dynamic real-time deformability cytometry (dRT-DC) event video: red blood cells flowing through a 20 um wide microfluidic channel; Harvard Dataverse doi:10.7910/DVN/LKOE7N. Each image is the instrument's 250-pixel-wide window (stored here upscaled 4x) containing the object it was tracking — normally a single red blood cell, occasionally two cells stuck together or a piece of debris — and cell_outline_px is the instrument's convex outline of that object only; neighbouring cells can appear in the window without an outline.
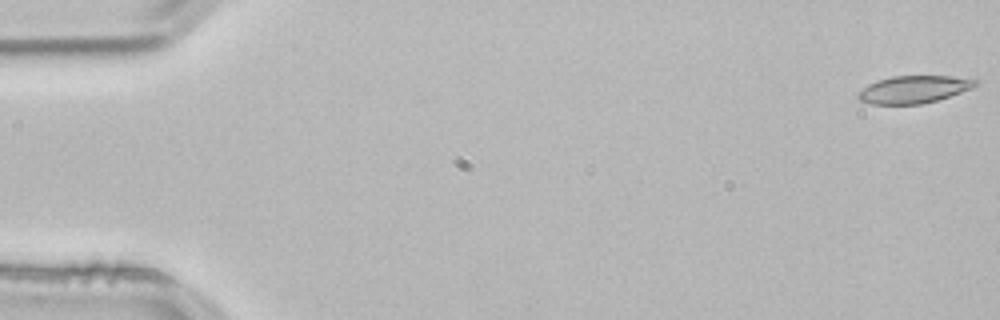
{"species": "common noctule bat (a hibernating species)", "species_latin": "Nyctalus noctula", "temperature_condition": "room temperature", "stored_images_in_passage": 53, "camera_frame_rate_fps": 3000, "um_per_image_px": 0.085, "animal": {"sex": "male", "body_mass_g": 21.5, "forearm_length_mm": 52.0}, "frame": {"image": 1, "passage_image": 1, "time_ms": 0.0, "image_size_px": [1000, 320], "cell_outline_px": [[980, 84], [972, 88], [936, 100], [920, 104], [872, 104], [860, 100], [856, 96], [856, 92], [868, 84], [876, 80], [892, 76], [948, 76], [980, 80]], "centroid_in_image_um": [77.64, 7.59], "position_along_channel_um": 7.4, "area_um2": 18.79}}
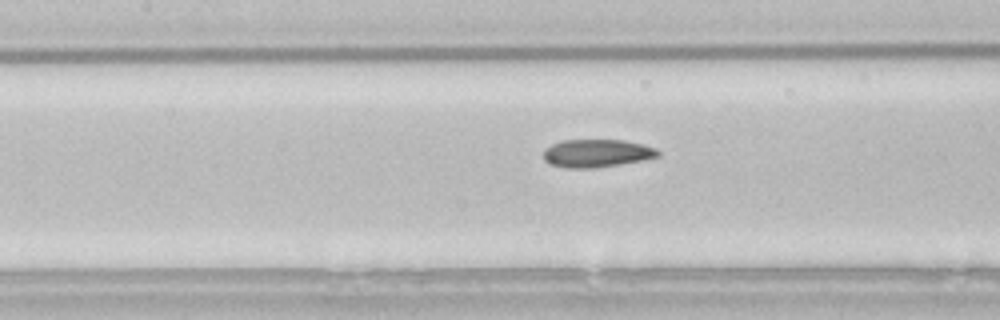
{"frame": {"image": 2, "passage_image": 24, "time_ms": 7.667, "image_size_px": [1000, 320], "cell_outline_px": [[660, 156], [620, 164], [596, 168], [568, 168], [552, 164], [544, 160], [544, 148], [560, 140], [624, 140], [644, 144], [656, 148], [660, 152]], "centroid_in_image_um": [50.73, 13.02], "position_along_channel_um": 156.7, "area_um2": 18.67}}
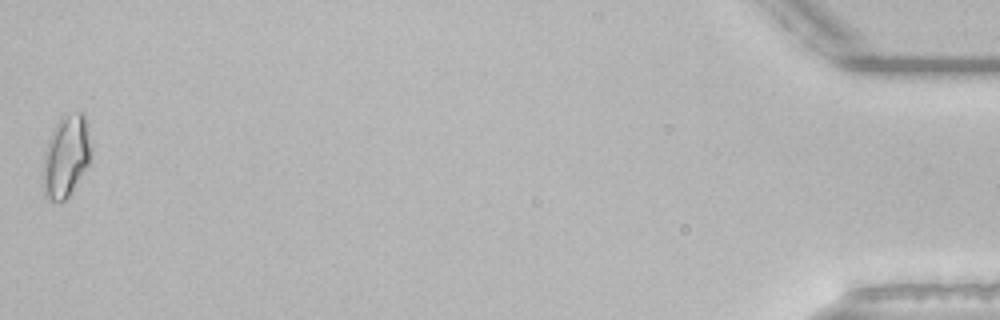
{"frame": {"image": 3, "passage_image": 53, "time_ms": 17.333, "image_size_px": [1000, 320], "cell_outline_px": [[92, 156], [88, 164], [72, 192], [64, 200], [48, 200], [44, 196], [40, 180], [44, 152], [52, 128], [60, 116], [76, 112], [84, 112], [92, 148]], "centroid_in_image_um": [5.58, 13.28], "position_along_channel_um": 429.6, "area_um2": 23.7}, "authors_computed_cell_mechanics": {"area_um2": 18.9584, "velocity_mm_per_s": 3.8455, "shape_relaxation_time_tau1_ms": null, "shape_relaxation_time_tau2_ms": 2.9677, "deformation_change_tau1": null, "deformation_change_tau2": 0.0961}}